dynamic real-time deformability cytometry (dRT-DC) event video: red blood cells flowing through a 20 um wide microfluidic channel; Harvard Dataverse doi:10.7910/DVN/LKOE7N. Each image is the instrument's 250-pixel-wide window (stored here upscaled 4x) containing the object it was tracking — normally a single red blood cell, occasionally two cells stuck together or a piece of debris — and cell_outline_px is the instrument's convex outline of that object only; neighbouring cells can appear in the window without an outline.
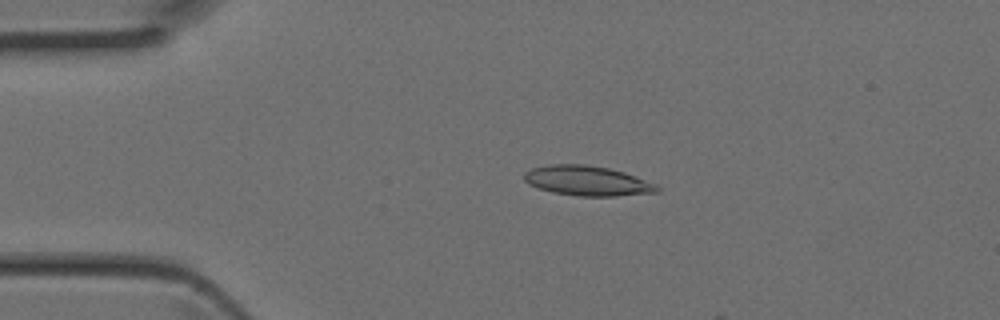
{"species": "Egyptian fruit bat (a non-hibernating species)", "species_latin": "Rousettus aegyptiacus", "temperature_condition": "room temperature", "stored_images_in_passage": 11, "camera_frame_rate_fps": 3000, "um_per_image_px": 0.085, "animal": {"sex": "female"}, "frame": {"image": 1, "passage_image": 9, "time_ms": 2.667, "image_size_px": [1000, 320], "cell_outline_px": [[660, 192], [616, 196], [576, 196], [552, 192], [528, 184], [524, 180], [524, 172], [532, 168], [548, 164], [584, 164], [608, 168], [624, 172], [656, 184], [660, 188]], "centroid_in_image_um": [49.91, 15.37], "position_along_channel_um": 35.1, "area_um2": 23.18}}